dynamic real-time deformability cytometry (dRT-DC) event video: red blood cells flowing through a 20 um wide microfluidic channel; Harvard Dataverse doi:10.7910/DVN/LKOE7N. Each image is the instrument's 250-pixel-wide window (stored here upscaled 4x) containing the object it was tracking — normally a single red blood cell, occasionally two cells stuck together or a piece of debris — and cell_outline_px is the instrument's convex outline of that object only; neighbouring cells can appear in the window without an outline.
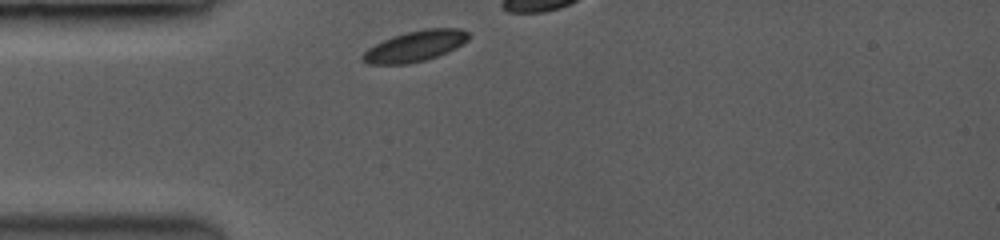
{"species": "common noctule bat (a hibernating species)", "species_latin": "Nyctalus noctula", "temperature_condition": "room temperature", "stored_images_in_passage": 18, "camera_frame_rate_fps": 3500, "um_per_image_px": 0.085, "animal": {"sex": "female", "body_mass_g": 19.0, "forearm_length_mm": 53.3}, "frame": {"image": 1, "passage_image": 1, "time_ms": 0.0, "image_size_px": [1000, 240], "cell_outline_px": [[468, 40], [436, 56], [424, 60], [404, 64], [368, 64], [360, 56], [368, 48], [392, 36], [404, 32], [424, 28], [460, 28], [468, 32]], "centroid_in_image_um": [35.24, 3.9], "position_along_channel_um": 49.8, "area_um2": 18.61}}
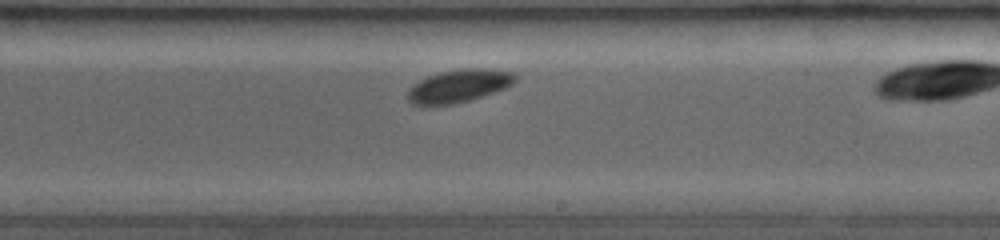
{"frame": {"image": 2, "passage_image": 11, "time_ms": 5.429, "image_size_px": [1000, 240], "cell_outline_px": [[516, 80], [512, 84], [504, 88], [480, 96], [448, 104], [416, 104], [408, 100], [408, 88], [412, 84], [428, 76], [440, 72], [464, 68], [484, 68], [516, 72]], "centroid_in_image_um": [39.01, 7.26], "position_along_channel_um": 250.0, "area_um2": 20.06}}